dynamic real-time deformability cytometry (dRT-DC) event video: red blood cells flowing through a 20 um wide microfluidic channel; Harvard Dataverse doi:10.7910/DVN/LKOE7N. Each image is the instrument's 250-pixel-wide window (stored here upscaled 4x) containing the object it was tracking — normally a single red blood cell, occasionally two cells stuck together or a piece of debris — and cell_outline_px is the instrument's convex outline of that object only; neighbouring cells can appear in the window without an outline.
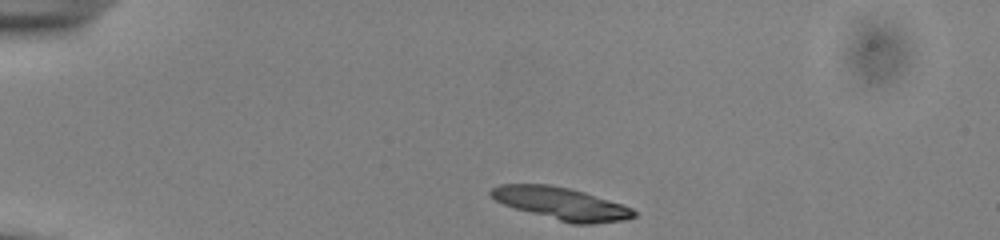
{"species": "common noctule bat (a hibernating species)", "species_latin": "Nyctalus noctula", "temperature_condition": "cold", "stored_images_in_passage": 42, "segment_of_instrument_passage": [1, 2], "camera_frame_rate_fps": 3000, "um_per_image_px": 0.085, "animal": {"sex": "male", "body_mass_g": 13.0, "forearm_length_mm": 53.1}, "frame": {"image": 1, "passage_image": 1, "time_ms": 0.0, "image_size_px": [1000, 240], "cell_outline_px": [[636, 216], [628, 220], [592, 224], [572, 224], [516, 208], [504, 204], [496, 200], [488, 192], [492, 188], [500, 184], [548, 184], [572, 188], [624, 204], [632, 208], [636, 212]], "centroid_in_image_um": [47.78, 17.3], "position_along_channel_um": 37.2, "area_um2": 27.05}}